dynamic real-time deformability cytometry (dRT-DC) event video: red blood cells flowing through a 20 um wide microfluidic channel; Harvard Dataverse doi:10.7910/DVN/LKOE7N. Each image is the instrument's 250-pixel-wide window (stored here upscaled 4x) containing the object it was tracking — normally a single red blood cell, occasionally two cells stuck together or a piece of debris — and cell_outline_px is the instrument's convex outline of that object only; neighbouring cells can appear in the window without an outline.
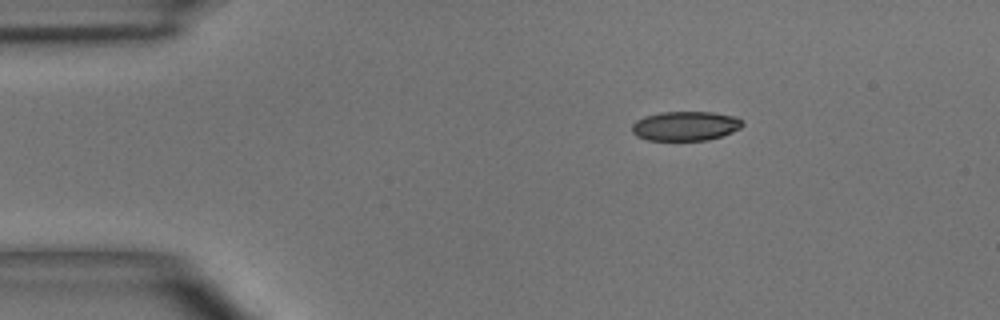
{"species": "common noctule bat (a hibernating species)", "species_latin": "Nyctalus noctula", "temperature_condition": "room temperature", "stored_images_in_passage": 4, "camera_frame_rate_fps": 3000, "um_per_image_px": 0.085, "animal": {"sex": "male", "body_mass_g": 15.6}, "frame": {"image": 1, "passage_image": 3, "time_ms": 2.333, "image_size_px": [1000, 320], "cell_outline_px": [[744, 124], [740, 128], [732, 132], [708, 140], [648, 140], [636, 136], [632, 132], [632, 124], [636, 120], [644, 116], [660, 112], [712, 112], [736, 116], [744, 120]], "centroid_in_image_um": [58.27, 10.7], "position_along_channel_um": 26.7, "area_um2": 19.07}}